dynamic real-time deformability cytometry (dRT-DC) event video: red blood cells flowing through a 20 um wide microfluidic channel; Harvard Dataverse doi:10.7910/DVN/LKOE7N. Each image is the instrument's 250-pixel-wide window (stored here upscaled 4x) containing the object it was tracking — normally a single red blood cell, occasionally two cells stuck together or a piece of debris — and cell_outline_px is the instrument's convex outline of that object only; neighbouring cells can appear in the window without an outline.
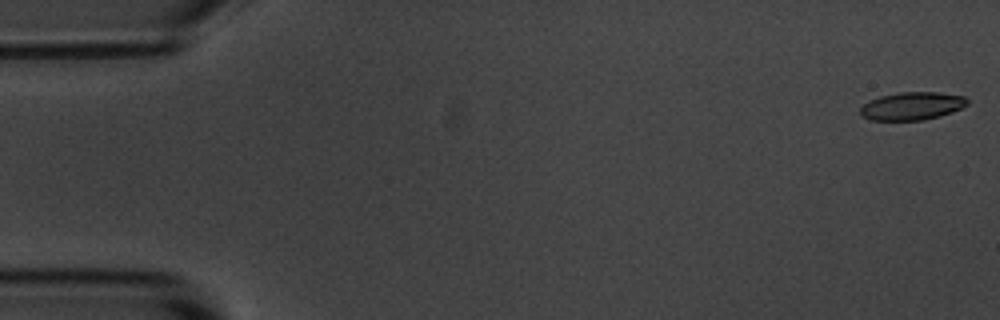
{"species": "common noctule bat (a hibernating species)", "species_latin": "Nyctalus noctula", "temperature_condition": "room temperature", "stored_images_in_passage": 5, "camera_frame_rate_fps": 3000, "um_per_image_px": 0.085, "animal": {"sex": "male", "body_mass_g": 20.1, "forearm_length_mm": 53.5}, "frame": {"image": 1, "passage_image": 1, "time_ms": 0.0, "image_size_px": [1000, 320], "cell_outline_px": [[968, 104], [952, 112], [940, 116], [924, 120], [872, 120], [860, 116], [860, 108], [864, 104], [880, 96], [900, 92], [940, 92], [964, 96], [968, 100]], "centroid_in_image_um": [77.53, 9.01], "position_along_channel_um": 7.5, "area_um2": 17.4}}
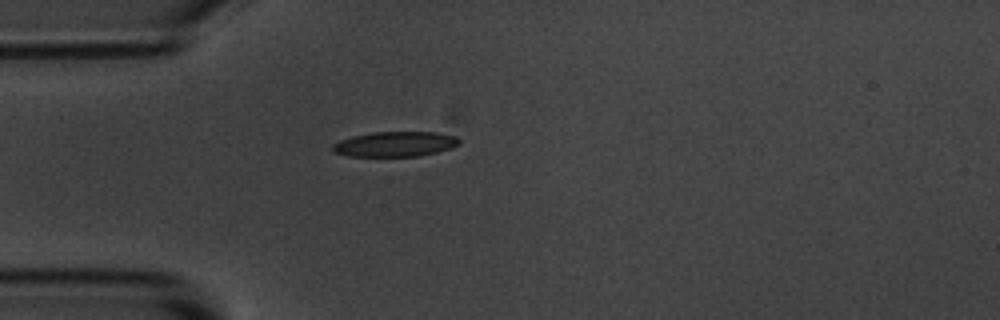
{"frame": {"image": 2, "passage_image": 5, "time_ms": 4.667, "image_size_px": [1000, 320], "cell_outline_px": [[460, 144], [436, 152], [416, 156], [348, 156], [332, 152], [332, 144], [340, 140], [352, 136], [372, 132], [436, 132], [456, 136], [460, 140]], "centroid_in_image_um": [33.54, 12.24], "position_along_channel_um": 51.5, "area_um2": 18.44}}